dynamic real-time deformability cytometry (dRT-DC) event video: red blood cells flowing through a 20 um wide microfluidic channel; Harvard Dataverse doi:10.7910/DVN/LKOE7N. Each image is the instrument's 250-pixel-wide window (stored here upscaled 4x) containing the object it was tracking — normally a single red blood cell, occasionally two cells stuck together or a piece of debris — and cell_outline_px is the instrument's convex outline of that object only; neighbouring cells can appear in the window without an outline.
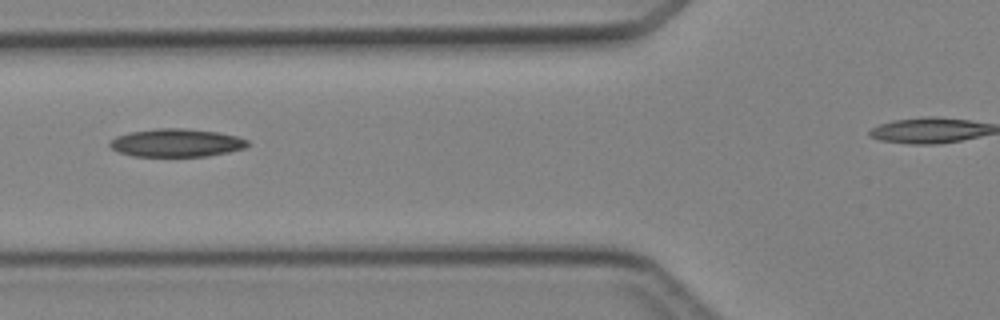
{"species": "Egyptian fruit bat (a non-hibernating species)", "species_latin": "Rousettus aegyptiacus", "temperature_condition": "cold", "stored_images_in_passage": 2, "camera_frame_rate_fps": 3000, "um_per_image_px": 0.085, "animal": {"sex": "female"}, "frame": {"image": 1, "passage_image": 2, "time_ms": 1.0, "image_size_px": [1000, 320], "cell_outline_px": [[248, 144], [244, 148], [228, 152], [208, 156], [132, 156], [120, 152], [112, 148], [108, 144], [116, 136], [128, 132], [156, 128], [184, 128], [216, 132], [236, 136], [248, 140]], "centroid_in_image_um": [14.97, 12.13], "position_along_channel_um": 110.8, "area_um2": 22.43}}